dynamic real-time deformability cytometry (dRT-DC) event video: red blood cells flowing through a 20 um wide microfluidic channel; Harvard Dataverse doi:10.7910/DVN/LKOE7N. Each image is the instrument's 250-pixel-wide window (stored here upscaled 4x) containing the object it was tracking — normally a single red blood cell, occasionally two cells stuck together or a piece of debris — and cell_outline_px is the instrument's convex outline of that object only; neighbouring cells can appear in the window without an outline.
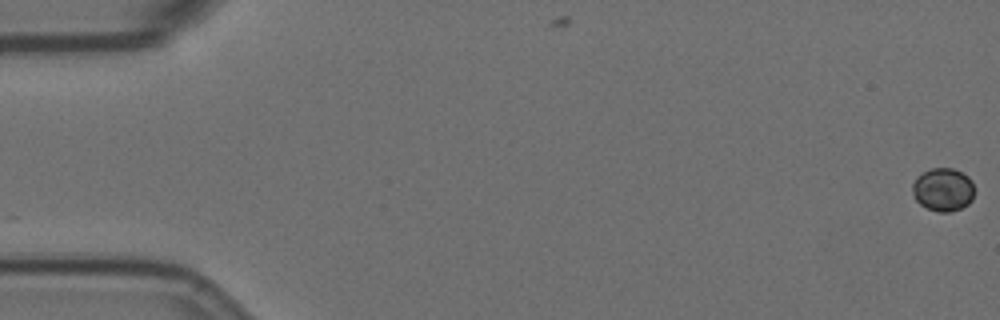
{"species": "Egyptian fruit bat (a non-hibernating species)", "species_latin": "Rousettus aegyptiacus", "temperature_condition": "room temperature", "stored_images_in_passage": 59, "camera_frame_rate_fps": 3000, "um_per_image_px": 0.085, "animal": {"sex": "female"}, "frame": {"image": 1, "passage_image": 1, "time_ms": 0.0, "image_size_px": [1000, 320], "cell_outline_px": [[972, 200], [968, 204], [952, 212], [940, 212], [928, 208], [920, 204], [916, 200], [912, 192], [912, 184], [916, 176], [932, 168], [952, 168], [968, 176], [972, 180]], "centroid_in_image_um": [80.14, 16.11], "position_along_channel_um": 4.9, "area_um2": 15.49}}
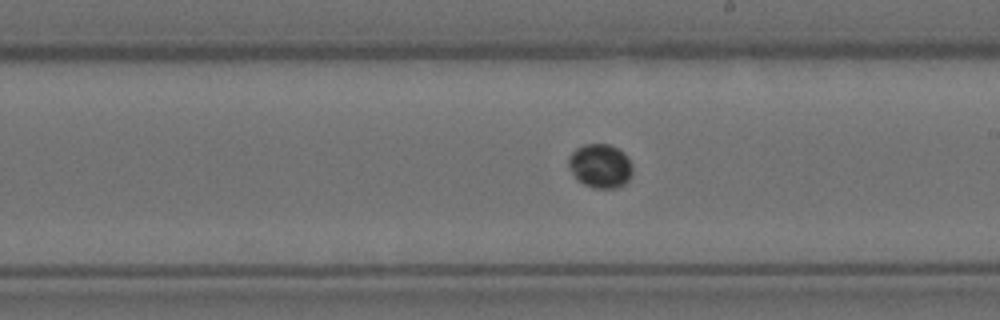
{"frame": {"image": 2, "passage_image": 34, "time_ms": 11.0, "image_size_px": [1000, 320], "cell_outline_px": [[632, 172], [628, 180], [620, 188], [592, 188], [576, 180], [568, 168], [568, 160], [572, 152], [576, 148], [584, 144], [608, 144], [624, 152], [632, 164]], "centroid_in_image_um": [51.01, 14.12], "position_along_channel_um": 238.0, "area_um2": 16.59}}
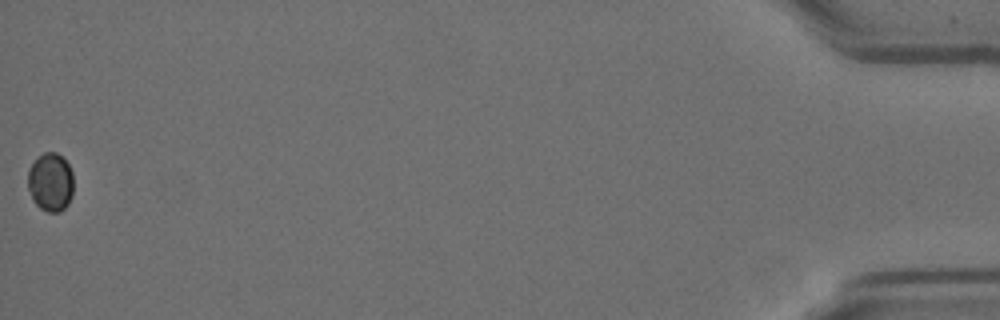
{"frame": {"image": 3, "passage_image": 59, "time_ms": 19.333, "image_size_px": [1000, 320], "cell_outline_px": [[72, 196], [68, 204], [60, 212], [48, 212], [40, 208], [32, 200], [28, 188], [28, 172], [32, 164], [44, 152], [56, 152], [68, 164], [72, 172]], "centroid_in_image_um": [4.29, 15.51], "position_along_channel_um": 430.9, "area_um2": 15.43}}